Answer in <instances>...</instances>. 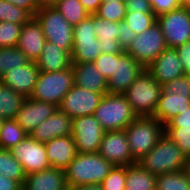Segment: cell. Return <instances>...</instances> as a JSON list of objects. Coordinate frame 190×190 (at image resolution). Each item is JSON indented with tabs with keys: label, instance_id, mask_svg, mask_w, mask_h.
<instances>
[{
	"label": "cell",
	"instance_id": "74e56055",
	"mask_svg": "<svg viewBox=\"0 0 190 190\" xmlns=\"http://www.w3.org/2000/svg\"><path fill=\"white\" fill-rule=\"evenodd\" d=\"M101 186L102 190H126V166H114Z\"/></svg>",
	"mask_w": 190,
	"mask_h": 190
},
{
	"label": "cell",
	"instance_id": "7dc6e473",
	"mask_svg": "<svg viewBox=\"0 0 190 190\" xmlns=\"http://www.w3.org/2000/svg\"><path fill=\"white\" fill-rule=\"evenodd\" d=\"M186 74L190 76V41L176 48Z\"/></svg>",
	"mask_w": 190,
	"mask_h": 190
},
{
	"label": "cell",
	"instance_id": "11a10c76",
	"mask_svg": "<svg viewBox=\"0 0 190 190\" xmlns=\"http://www.w3.org/2000/svg\"><path fill=\"white\" fill-rule=\"evenodd\" d=\"M58 0H45V5H52Z\"/></svg>",
	"mask_w": 190,
	"mask_h": 190
},
{
	"label": "cell",
	"instance_id": "ac0fdd59",
	"mask_svg": "<svg viewBox=\"0 0 190 190\" xmlns=\"http://www.w3.org/2000/svg\"><path fill=\"white\" fill-rule=\"evenodd\" d=\"M72 134V118L57 109L41 122L29 136L38 142L46 143L53 138Z\"/></svg>",
	"mask_w": 190,
	"mask_h": 190
},
{
	"label": "cell",
	"instance_id": "44dd1931",
	"mask_svg": "<svg viewBox=\"0 0 190 190\" xmlns=\"http://www.w3.org/2000/svg\"><path fill=\"white\" fill-rule=\"evenodd\" d=\"M26 190H68L65 170L50 167L26 175L23 184Z\"/></svg>",
	"mask_w": 190,
	"mask_h": 190
},
{
	"label": "cell",
	"instance_id": "bcb514c9",
	"mask_svg": "<svg viewBox=\"0 0 190 190\" xmlns=\"http://www.w3.org/2000/svg\"><path fill=\"white\" fill-rule=\"evenodd\" d=\"M127 12L153 13L149 0H125Z\"/></svg>",
	"mask_w": 190,
	"mask_h": 190
},
{
	"label": "cell",
	"instance_id": "5bb4252c",
	"mask_svg": "<svg viewBox=\"0 0 190 190\" xmlns=\"http://www.w3.org/2000/svg\"><path fill=\"white\" fill-rule=\"evenodd\" d=\"M98 153L114 166H128L137 162L132 157L125 130L104 132Z\"/></svg>",
	"mask_w": 190,
	"mask_h": 190
},
{
	"label": "cell",
	"instance_id": "83f0119b",
	"mask_svg": "<svg viewBox=\"0 0 190 190\" xmlns=\"http://www.w3.org/2000/svg\"><path fill=\"white\" fill-rule=\"evenodd\" d=\"M100 54L98 38L73 39L71 62H93Z\"/></svg>",
	"mask_w": 190,
	"mask_h": 190
},
{
	"label": "cell",
	"instance_id": "9a60e30c",
	"mask_svg": "<svg viewBox=\"0 0 190 190\" xmlns=\"http://www.w3.org/2000/svg\"><path fill=\"white\" fill-rule=\"evenodd\" d=\"M146 69L161 85L186 74L175 48H166Z\"/></svg>",
	"mask_w": 190,
	"mask_h": 190
},
{
	"label": "cell",
	"instance_id": "2e32d148",
	"mask_svg": "<svg viewBox=\"0 0 190 190\" xmlns=\"http://www.w3.org/2000/svg\"><path fill=\"white\" fill-rule=\"evenodd\" d=\"M57 109L58 107L54 104L27 97L18 111L15 120L30 134L36 126L50 117Z\"/></svg>",
	"mask_w": 190,
	"mask_h": 190
},
{
	"label": "cell",
	"instance_id": "5b68a950",
	"mask_svg": "<svg viewBox=\"0 0 190 190\" xmlns=\"http://www.w3.org/2000/svg\"><path fill=\"white\" fill-rule=\"evenodd\" d=\"M161 93L162 85L145 68L123 95L137 116H153Z\"/></svg>",
	"mask_w": 190,
	"mask_h": 190
},
{
	"label": "cell",
	"instance_id": "816d5d0a",
	"mask_svg": "<svg viewBox=\"0 0 190 190\" xmlns=\"http://www.w3.org/2000/svg\"><path fill=\"white\" fill-rule=\"evenodd\" d=\"M72 190H102L101 184H87V185H82L79 187H76Z\"/></svg>",
	"mask_w": 190,
	"mask_h": 190
},
{
	"label": "cell",
	"instance_id": "4316f807",
	"mask_svg": "<svg viewBox=\"0 0 190 190\" xmlns=\"http://www.w3.org/2000/svg\"><path fill=\"white\" fill-rule=\"evenodd\" d=\"M26 97L0 83V117L15 119Z\"/></svg>",
	"mask_w": 190,
	"mask_h": 190
},
{
	"label": "cell",
	"instance_id": "52a82bcc",
	"mask_svg": "<svg viewBox=\"0 0 190 190\" xmlns=\"http://www.w3.org/2000/svg\"><path fill=\"white\" fill-rule=\"evenodd\" d=\"M34 18L40 24L47 41L73 51V26L51 5L39 6Z\"/></svg>",
	"mask_w": 190,
	"mask_h": 190
},
{
	"label": "cell",
	"instance_id": "836d02e7",
	"mask_svg": "<svg viewBox=\"0 0 190 190\" xmlns=\"http://www.w3.org/2000/svg\"><path fill=\"white\" fill-rule=\"evenodd\" d=\"M31 18L32 16L26 10L19 8L8 1L0 0V21L23 25Z\"/></svg>",
	"mask_w": 190,
	"mask_h": 190
},
{
	"label": "cell",
	"instance_id": "ee69618b",
	"mask_svg": "<svg viewBox=\"0 0 190 190\" xmlns=\"http://www.w3.org/2000/svg\"><path fill=\"white\" fill-rule=\"evenodd\" d=\"M137 34L128 26L125 21L119 22V37L118 41L124 51L128 48L132 39L136 37Z\"/></svg>",
	"mask_w": 190,
	"mask_h": 190
},
{
	"label": "cell",
	"instance_id": "484cf974",
	"mask_svg": "<svg viewBox=\"0 0 190 190\" xmlns=\"http://www.w3.org/2000/svg\"><path fill=\"white\" fill-rule=\"evenodd\" d=\"M156 179L138 162L126 166V190H156Z\"/></svg>",
	"mask_w": 190,
	"mask_h": 190
},
{
	"label": "cell",
	"instance_id": "d6986e66",
	"mask_svg": "<svg viewBox=\"0 0 190 190\" xmlns=\"http://www.w3.org/2000/svg\"><path fill=\"white\" fill-rule=\"evenodd\" d=\"M45 35L37 20L32 17L23 24L17 48L21 50L31 62H36L40 57L46 43Z\"/></svg>",
	"mask_w": 190,
	"mask_h": 190
},
{
	"label": "cell",
	"instance_id": "4fadbf2b",
	"mask_svg": "<svg viewBox=\"0 0 190 190\" xmlns=\"http://www.w3.org/2000/svg\"><path fill=\"white\" fill-rule=\"evenodd\" d=\"M145 68L130 54H115L114 74L108 79V93L124 94Z\"/></svg>",
	"mask_w": 190,
	"mask_h": 190
},
{
	"label": "cell",
	"instance_id": "8992f818",
	"mask_svg": "<svg viewBox=\"0 0 190 190\" xmlns=\"http://www.w3.org/2000/svg\"><path fill=\"white\" fill-rule=\"evenodd\" d=\"M74 85V71L72 65L62 71L43 72L39 71L32 94L29 98L59 107L64 96Z\"/></svg>",
	"mask_w": 190,
	"mask_h": 190
},
{
	"label": "cell",
	"instance_id": "9f6ffc18",
	"mask_svg": "<svg viewBox=\"0 0 190 190\" xmlns=\"http://www.w3.org/2000/svg\"><path fill=\"white\" fill-rule=\"evenodd\" d=\"M39 6L45 5V0H34Z\"/></svg>",
	"mask_w": 190,
	"mask_h": 190
},
{
	"label": "cell",
	"instance_id": "680465c9",
	"mask_svg": "<svg viewBox=\"0 0 190 190\" xmlns=\"http://www.w3.org/2000/svg\"><path fill=\"white\" fill-rule=\"evenodd\" d=\"M3 120L4 119L2 117H0V129H1V125H2Z\"/></svg>",
	"mask_w": 190,
	"mask_h": 190
},
{
	"label": "cell",
	"instance_id": "4dcf8cb0",
	"mask_svg": "<svg viewBox=\"0 0 190 190\" xmlns=\"http://www.w3.org/2000/svg\"><path fill=\"white\" fill-rule=\"evenodd\" d=\"M72 25H77L90 14L79 0H58L51 5Z\"/></svg>",
	"mask_w": 190,
	"mask_h": 190
},
{
	"label": "cell",
	"instance_id": "c3c4849f",
	"mask_svg": "<svg viewBox=\"0 0 190 190\" xmlns=\"http://www.w3.org/2000/svg\"><path fill=\"white\" fill-rule=\"evenodd\" d=\"M19 8L26 10L32 17L39 9V5L34 0H5Z\"/></svg>",
	"mask_w": 190,
	"mask_h": 190
},
{
	"label": "cell",
	"instance_id": "f35d334b",
	"mask_svg": "<svg viewBox=\"0 0 190 190\" xmlns=\"http://www.w3.org/2000/svg\"><path fill=\"white\" fill-rule=\"evenodd\" d=\"M164 134L171 141H175L188 158L190 157V130L183 127H164Z\"/></svg>",
	"mask_w": 190,
	"mask_h": 190
},
{
	"label": "cell",
	"instance_id": "7bdbcfd3",
	"mask_svg": "<svg viewBox=\"0 0 190 190\" xmlns=\"http://www.w3.org/2000/svg\"><path fill=\"white\" fill-rule=\"evenodd\" d=\"M149 2L156 17L183 6L181 0H149Z\"/></svg>",
	"mask_w": 190,
	"mask_h": 190
},
{
	"label": "cell",
	"instance_id": "d6a6232c",
	"mask_svg": "<svg viewBox=\"0 0 190 190\" xmlns=\"http://www.w3.org/2000/svg\"><path fill=\"white\" fill-rule=\"evenodd\" d=\"M156 190H190V181L184 170L157 175Z\"/></svg>",
	"mask_w": 190,
	"mask_h": 190
},
{
	"label": "cell",
	"instance_id": "db71d44e",
	"mask_svg": "<svg viewBox=\"0 0 190 190\" xmlns=\"http://www.w3.org/2000/svg\"><path fill=\"white\" fill-rule=\"evenodd\" d=\"M181 1H182L183 6L190 8V0H181Z\"/></svg>",
	"mask_w": 190,
	"mask_h": 190
},
{
	"label": "cell",
	"instance_id": "603a6c76",
	"mask_svg": "<svg viewBox=\"0 0 190 190\" xmlns=\"http://www.w3.org/2000/svg\"><path fill=\"white\" fill-rule=\"evenodd\" d=\"M94 29L99 41V49L101 53L119 54L124 52V49L118 41V22L102 19L94 14Z\"/></svg>",
	"mask_w": 190,
	"mask_h": 190
},
{
	"label": "cell",
	"instance_id": "f5cc1de1",
	"mask_svg": "<svg viewBox=\"0 0 190 190\" xmlns=\"http://www.w3.org/2000/svg\"><path fill=\"white\" fill-rule=\"evenodd\" d=\"M184 171H185V173L187 174L188 179H189V181H190V157H189L188 160H187V163H186V166H185Z\"/></svg>",
	"mask_w": 190,
	"mask_h": 190
},
{
	"label": "cell",
	"instance_id": "8fae6325",
	"mask_svg": "<svg viewBox=\"0 0 190 190\" xmlns=\"http://www.w3.org/2000/svg\"><path fill=\"white\" fill-rule=\"evenodd\" d=\"M104 94L89 91L85 88L73 85L62 99L58 109L74 119L86 115H94Z\"/></svg>",
	"mask_w": 190,
	"mask_h": 190
},
{
	"label": "cell",
	"instance_id": "f546056e",
	"mask_svg": "<svg viewBox=\"0 0 190 190\" xmlns=\"http://www.w3.org/2000/svg\"><path fill=\"white\" fill-rule=\"evenodd\" d=\"M0 175L24 184L26 174L11 150L0 148Z\"/></svg>",
	"mask_w": 190,
	"mask_h": 190
},
{
	"label": "cell",
	"instance_id": "8d00e7d4",
	"mask_svg": "<svg viewBox=\"0 0 190 190\" xmlns=\"http://www.w3.org/2000/svg\"><path fill=\"white\" fill-rule=\"evenodd\" d=\"M22 26L0 21V48L17 47Z\"/></svg>",
	"mask_w": 190,
	"mask_h": 190
},
{
	"label": "cell",
	"instance_id": "6f0895ef",
	"mask_svg": "<svg viewBox=\"0 0 190 190\" xmlns=\"http://www.w3.org/2000/svg\"><path fill=\"white\" fill-rule=\"evenodd\" d=\"M115 1H125V0H102V2H115Z\"/></svg>",
	"mask_w": 190,
	"mask_h": 190
},
{
	"label": "cell",
	"instance_id": "b9f144b4",
	"mask_svg": "<svg viewBox=\"0 0 190 190\" xmlns=\"http://www.w3.org/2000/svg\"><path fill=\"white\" fill-rule=\"evenodd\" d=\"M93 64L97 70L105 77V79H110L114 74L115 67V54H104L101 53L94 61Z\"/></svg>",
	"mask_w": 190,
	"mask_h": 190
},
{
	"label": "cell",
	"instance_id": "277c9868",
	"mask_svg": "<svg viewBox=\"0 0 190 190\" xmlns=\"http://www.w3.org/2000/svg\"><path fill=\"white\" fill-rule=\"evenodd\" d=\"M105 132L125 130L138 116L123 94L106 93L94 112Z\"/></svg>",
	"mask_w": 190,
	"mask_h": 190
},
{
	"label": "cell",
	"instance_id": "60d3db41",
	"mask_svg": "<svg viewBox=\"0 0 190 190\" xmlns=\"http://www.w3.org/2000/svg\"><path fill=\"white\" fill-rule=\"evenodd\" d=\"M97 38L94 29V14L87 16L79 24L73 26V39Z\"/></svg>",
	"mask_w": 190,
	"mask_h": 190
},
{
	"label": "cell",
	"instance_id": "ab89813d",
	"mask_svg": "<svg viewBox=\"0 0 190 190\" xmlns=\"http://www.w3.org/2000/svg\"><path fill=\"white\" fill-rule=\"evenodd\" d=\"M162 91L168 94L190 95V76L185 74L162 85Z\"/></svg>",
	"mask_w": 190,
	"mask_h": 190
},
{
	"label": "cell",
	"instance_id": "cb8c5ba5",
	"mask_svg": "<svg viewBox=\"0 0 190 190\" xmlns=\"http://www.w3.org/2000/svg\"><path fill=\"white\" fill-rule=\"evenodd\" d=\"M36 64L39 71H62L71 66V55L66 50L62 49V47H58L56 44L46 41Z\"/></svg>",
	"mask_w": 190,
	"mask_h": 190
},
{
	"label": "cell",
	"instance_id": "ba28073f",
	"mask_svg": "<svg viewBox=\"0 0 190 190\" xmlns=\"http://www.w3.org/2000/svg\"><path fill=\"white\" fill-rule=\"evenodd\" d=\"M166 48L162 29L156 21L150 28L137 34L125 52L147 68Z\"/></svg>",
	"mask_w": 190,
	"mask_h": 190
},
{
	"label": "cell",
	"instance_id": "9c48e42d",
	"mask_svg": "<svg viewBox=\"0 0 190 190\" xmlns=\"http://www.w3.org/2000/svg\"><path fill=\"white\" fill-rule=\"evenodd\" d=\"M167 48H177L190 41V8L182 6L179 9L164 13L157 17Z\"/></svg>",
	"mask_w": 190,
	"mask_h": 190
},
{
	"label": "cell",
	"instance_id": "681fc988",
	"mask_svg": "<svg viewBox=\"0 0 190 190\" xmlns=\"http://www.w3.org/2000/svg\"><path fill=\"white\" fill-rule=\"evenodd\" d=\"M22 185L18 181L0 175V190H19Z\"/></svg>",
	"mask_w": 190,
	"mask_h": 190
},
{
	"label": "cell",
	"instance_id": "f907efd6",
	"mask_svg": "<svg viewBox=\"0 0 190 190\" xmlns=\"http://www.w3.org/2000/svg\"><path fill=\"white\" fill-rule=\"evenodd\" d=\"M84 9L91 15L95 14L100 7L102 0H79Z\"/></svg>",
	"mask_w": 190,
	"mask_h": 190
},
{
	"label": "cell",
	"instance_id": "f1b7e54d",
	"mask_svg": "<svg viewBox=\"0 0 190 190\" xmlns=\"http://www.w3.org/2000/svg\"><path fill=\"white\" fill-rule=\"evenodd\" d=\"M28 135L15 119H4L0 129V148L10 150Z\"/></svg>",
	"mask_w": 190,
	"mask_h": 190
},
{
	"label": "cell",
	"instance_id": "6da1fadb",
	"mask_svg": "<svg viewBox=\"0 0 190 190\" xmlns=\"http://www.w3.org/2000/svg\"><path fill=\"white\" fill-rule=\"evenodd\" d=\"M114 165L99 153H77L65 169L69 189L87 185L101 184Z\"/></svg>",
	"mask_w": 190,
	"mask_h": 190
},
{
	"label": "cell",
	"instance_id": "3957f363",
	"mask_svg": "<svg viewBox=\"0 0 190 190\" xmlns=\"http://www.w3.org/2000/svg\"><path fill=\"white\" fill-rule=\"evenodd\" d=\"M125 132L132 157L138 162L164 135V125L154 116H138Z\"/></svg>",
	"mask_w": 190,
	"mask_h": 190
},
{
	"label": "cell",
	"instance_id": "91938a15",
	"mask_svg": "<svg viewBox=\"0 0 190 190\" xmlns=\"http://www.w3.org/2000/svg\"><path fill=\"white\" fill-rule=\"evenodd\" d=\"M19 190H26V189L24 188V186H22Z\"/></svg>",
	"mask_w": 190,
	"mask_h": 190
},
{
	"label": "cell",
	"instance_id": "30bf717a",
	"mask_svg": "<svg viewBox=\"0 0 190 190\" xmlns=\"http://www.w3.org/2000/svg\"><path fill=\"white\" fill-rule=\"evenodd\" d=\"M104 129L94 115L72 119V134L77 153H98Z\"/></svg>",
	"mask_w": 190,
	"mask_h": 190
},
{
	"label": "cell",
	"instance_id": "e575fe53",
	"mask_svg": "<svg viewBox=\"0 0 190 190\" xmlns=\"http://www.w3.org/2000/svg\"><path fill=\"white\" fill-rule=\"evenodd\" d=\"M126 12L125 1L102 2L95 15L119 23L124 21Z\"/></svg>",
	"mask_w": 190,
	"mask_h": 190
},
{
	"label": "cell",
	"instance_id": "7a4b0ae2",
	"mask_svg": "<svg viewBox=\"0 0 190 190\" xmlns=\"http://www.w3.org/2000/svg\"><path fill=\"white\" fill-rule=\"evenodd\" d=\"M188 157L165 134L138 163L155 175L184 170Z\"/></svg>",
	"mask_w": 190,
	"mask_h": 190
},
{
	"label": "cell",
	"instance_id": "d590c367",
	"mask_svg": "<svg viewBox=\"0 0 190 190\" xmlns=\"http://www.w3.org/2000/svg\"><path fill=\"white\" fill-rule=\"evenodd\" d=\"M124 21L136 33L140 34L150 28L157 21L154 13L126 12Z\"/></svg>",
	"mask_w": 190,
	"mask_h": 190
},
{
	"label": "cell",
	"instance_id": "7402d4cb",
	"mask_svg": "<svg viewBox=\"0 0 190 190\" xmlns=\"http://www.w3.org/2000/svg\"><path fill=\"white\" fill-rule=\"evenodd\" d=\"M74 71V84L89 91L102 94L108 93V81L97 70L93 62H72Z\"/></svg>",
	"mask_w": 190,
	"mask_h": 190
},
{
	"label": "cell",
	"instance_id": "d4e9b609",
	"mask_svg": "<svg viewBox=\"0 0 190 190\" xmlns=\"http://www.w3.org/2000/svg\"><path fill=\"white\" fill-rule=\"evenodd\" d=\"M190 107V95L168 94L162 91L154 117L163 125Z\"/></svg>",
	"mask_w": 190,
	"mask_h": 190
},
{
	"label": "cell",
	"instance_id": "ffe728a7",
	"mask_svg": "<svg viewBox=\"0 0 190 190\" xmlns=\"http://www.w3.org/2000/svg\"><path fill=\"white\" fill-rule=\"evenodd\" d=\"M45 148L51 167L61 170H65L77 154L71 135L53 138L45 143Z\"/></svg>",
	"mask_w": 190,
	"mask_h": 190
},
{
	"label": "cell",
	"instance_id": "7c38bea8",
	"mask_svg": "<svg viewBox=\"0 0 190 190\" xmlns=\"http://www.w3.org/2000/svg\"><path fill=\"white\" fill-rule=\"evenodd\" d=\"M10 150L21 163L26 175L51 167L46 155L45 143L38 142L29 135Z\"/></svg>",
	"mask_w": 190,
	"mask_h": 190
},
{
	"label": "cell",
	"instance_id": "e0dca14e",
	"mask_svg": "<svg viewBox=\"0 0 190 190\" xmlns=\"http://www.w3.org/2000/svg\"><path fill=\"white\" fill-rule=\"evenodd\" d=\"M39 75L36 62H29L21 67L9 70L0 78V83L10 87L23 96L30 97Z\"/></svg>",
	"mask_w": 190,
	"mask_h": 190
},
{
	"label": "cell",
	"instance_id": "1f68e13d",
	"mask_svg": "<svg viewBox=\"0 0 190 190\" xmlns=\"http://www.w3.org/2000/svg\"><path fill=\"white\" fill-rule=\"evenodd\" d=\"M30 62L28 57L17 47L0 48V78L9 70Z\"/></svg>",
	"mask_w": 190,
	"mask_h": 190
},
{
	"label": "cell",
	"instance_id": "f6af8a7d",
	"mask_svg": "<svg viewBox=\"0 0 190 190\" xmlns=\"http://www.w3.org/2000/svg\"><path fill=\"white\" fill-rule=\"evenodd\" d=\"M164 127H183V129L190 130V107L170 119Z\"/></svg>",
	"mask_w": 190,
	"mask_h": 190
}]
</instances>
